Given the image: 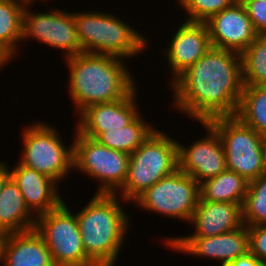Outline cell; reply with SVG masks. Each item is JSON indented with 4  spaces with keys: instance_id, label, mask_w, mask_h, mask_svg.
Segmentation results:
<instances>
[{
    "instance_id": "6da1fadb",
    "label": "cell",
    "mask_w": 266,
    "mask_h": 266,
    "mask_svg": "<svg viewBox=\"0 0 266 266\" xmlns=\"http://www.w3.org/2000/svg\"><path fill=\"white\" fill-rule=\"evenodd\" d=\"M243 86L241 54L211 46L168 87L173 108L199 123L235 116Z\"/></svg>"
},
{
    "instance_id": "7a4b0ae2",
    "label": "cell",
    "mask_w": 266,
    "mask_h": 266,
    "mask_svg": "<svg viewBox=\"0 0 266 266\" xmlns=\"http://www.w3.org/2000/svg\"><path fill=\"white\" fill-rule=\"evenodd\" d=\"M63 60L69 72L68 95L75 113L87 106L120 100L136 86L137 80L123 58L80 53Z\"/></svg>"
},
{
    "instance_id": "3957f363",
    "label": "cell",
    "mask_w": 266,
    "mask_h": 266,
    "mask_svg": "<svg viewBox=\"0 0 266 266\" xmlns=\"http://www.w3.org/2000/svg\"><path fill=\"white\" fill-rule=\"evenodd\" d=\"M118 197L94 194L75 213L86 255L96 266H115L126 234L129 235L132 219L122 208L128 202Z\"/></svg>"
},
{
    "instance_id": "277c9868",
    "label": "cell",
    "mask_w": 266,
    "mask_h": 266,
    "mask_svg": "<svg viewBox=\"0 0 266 266\" xmlns=\"http://www.w3.org/2000/svg\"><path fill=\"white\" fill-rule=\"evenodd\" d=\"M76 34L83 53L112 55L124 60L147 51L149 40L110 12H73Z\"/></svg>"
},
{
    "instance_id": "5b68a950",
    "label": "cell",
    "mask_w": 266,
    "mask_h": 266,
    "mask_svg": "<svg viewBox=\"0 0 266 266\" xmlns=\"http://www.w3.org/2000/svg\"><path fill=\"white\" fill-rule=\"evenodd\" d=\"M178 141L156 129L130 154L127 178L116 193L132 203L145 190L178 169Z\"/></svg>"
},
{
    "instance_id": "8992f818",
    "label": "cell",
    "mask_w": 266,
    "mask_h": 266,
    "mask_svg": "<svg viewBox=\"0 0 266 266\" xmlns=\"http://www.w3.org/2000/svg\"><path fill=\"white\" fill-rule=\"evenodd\" d=\"M22 129L19 163L47 175L59 185L73 170L74 147L63 143L56 126L37 120Z\"/></svg>"
},
{
    "instance_id": "52a82bcc",
    "label": "cell",
    "mask_w": 266,
    "mask_h": 266,
    "mask_svg": "<svg viewBox=\"0 0 266 266\" xmlns=\"http://www.w3.org/2000/svg\"><path fill=\"white\" fill-rule=\"evenodd\" d=\"M73 132V170L98 181L95 194H116L127 178L130 154L101 145L76 129Z\"/></svg>"
},
{
    "instance_id": "ba28073f",
    "label": "cell",
    "mask_w": 266,
    "mask_h": 266,
    "mask_svg": "<svg viewBox=\"0 0 266 266\" xmlns=\"http://www.w3.org/2000/svg\"><path fill=\"white\" fill-rule=\"evenodd\" d=\"M218 133L225 152L226 168L248 182L265 174L262 158L263 136L236 116H221L207 121Z\"/></svg>"
},
{
    "instance_id": "9c48e42d",
    "label": "cell",
    "mask_w": 266,
    "mask_h": 266,
    "mask_svg": "<svg viewBox=\"0 0 266 266\" xmlns=\"http://www.w3.org/2000/svg\"><path fill=\"white\" fill-rule=\"evenodd\" d=\"M64 201L36 217L34 229L50 251L55 266H96L86 255L75 213Z\"/></svg>"
},
{
    "instance_id": "30bf717a",
    "label": "cell",
    "mask_w": 266,
    "mask_h": 266,
    "mask_svg": "<svg viewBox=\"0 0 266 266\" xmlns=\"http://www.w3.org/2000/svg\"><path fill=\"white\" fill-rule=\"evenodd\" d=\"M200 198L199 184L179 169L145 190L133 202L142 211L189 223Z\"/></svg>"
},
{
    "instance_id": "8fae6325",
    "label": "cell",
    "mask_w": 266,
    "mask_h": 266,
    "mask_svg": "<svg viewBox=\"0 0 266 266\" xmlns=\"http://www.w3.org/2000/svg\"><path fill=\"white\" fill-rule=\"evenodd\" d=\"M32 4L35 3H27L23 12L21 42L33 39L60 49L61 53L64 50L63 59L83 53L76 34L73 12L57 7L50 8L51 12H36Z\"/></svg>"
},
{
    "instance_id": "7c38bea8",
    "label": "cell",
    "mask_w": 266,
    "mask_h": 266,
    "mask_svg": "<svg viewBox=\"0 0 266 266\" xmlns=\"http://www.w3.org/2000/svg\"><path fill=\"white\" fill-rule=\"evenodd\" d=\"M164 245L173 252L217 260L220 265L233 262L249 252V234L244 224L236 230L210 237H166Z\"/></svg>"
},
{
    "instance_id": "4fadbf2b",
    "label": "cell",
    "mask_w": 266,
    "mask_h": 266,
    "mask_svg": "<svg viewBox=\"0 0 266 266\" xmlns=\"http://www.w3.org/2000/svg\"><path fill=\"white\" fill-rule=\"evenodd\" d=\"M206 136L188 145H178V169L193 177L198 184L226 170V158L221 139L208 122H200Z\"/></svg>"
},
{
    "instance_id": "5bb4252c",
    "label": "cell",
    "mask_w": 266,
    "mask_h": 266,
    "mask_svg": "<svg viewBox=\"0 0 266 266\" xmlns=\"http://www.w3.org/2000/svg\"><path fill=\"white\" fill-rule=\"evenodd\" d=\"M138 88L135 86L124 98L87 106L78 116L75 129L88 138L95 139L100 133L122 128L130 124L139 114Z\"/></svg>"
},
{
    "instance_id": "9a60e30c",
    "label": "cell",
    "mask_w": 266,
    "mask_h": 266,
    "mask_svg": "<svg viewBox=\"0 0 266 266\" xmlns=\"http://www.w3.org/2000/svg\"><path fill=\"white\" fill-rule=\"evenodd\" d=\"M182 23V24H181ZM180 24V25H179ZM163 56L170 68V85L187 68L194 65L210 48V36L205 23L180 21ZM175 30V31H174Z\"/></svg>"
},
{
    "instance_id": "2e32d148",
    "label": "cell",
    "mask_w": 266,
    "mask_h": 266,
    "mask_svg": "<svg viewBox=\"0 0 266 266\" xmlns=\"http://www.w3.org/2000/svg\"><path fill=\"white\" fill-rule=\"evenodd\" d=\"M212 47L242 53L257 35L244 5L235 1L206 22Z\"/></svg>"
},
{
    "instance_id": "e0dca14e",
    "label": "cell",
    "mask_w": 266,
    "mask_h": 266,
    "mask_svg": "<svg viewBox=\"0 0 266 266\" xmlns=\"http://www.w3.org/2000/svg\"><path fill=\"white\" fill-rule=\"evenodd\" d=\"M10 178L19 187L25 205L35 217L56 209L64 202L60 185L33 168L16 162L10 167Z\"/></svg>"
},
{
    "instance_id": "ac0fdd59",
    "label": "cell",
    "mask_w": 266,
    "mask_h": 266,
    "mask_svg": "<svg viewBox=\"0 0 266 266\" xmlns=\"http://www.w3.org/2000/svg\"><path fill=\"white\" fill-rule=\"evenodd\" d=\"M242 204L231 202H207L199 198L190 224L194 232L176 237H210L233 231L244 225Z\"/></svg>"
},
{
    "instance_id": "d6986e66",
    "label": "cell",
    "mask_w": 266,
    "mask_h": 266,
    "mask_svg": "<svg viewBox=\"0 0 266 266\" xmlns=\"http://www.w3.org/2000/svg\"><path fill=\"white\" fill-rule=\"evenodd\" d=\"M2 266H55L50 251L35 229L2 235Z\"/></svg>"
},
{
    "instance_id": "ffe728a7",
    "label": "cell",
    "mask_w": 266,
    "mask_h": 266,
    "mask_svg": "<svg viewBox=\"0 0 266 266\" xmlns=\"http://www.w3.org/2000/svg\"><path fill=\"white\" fill-rule=\"evenodd\" d=\"M35 220L19 187L10 178L0 193V236L30 231L34 229Z\"/></svg>"
},
{
    "instance_id": "44dd1931",
    "label": "cell",
    "mask_w": 266,
    "mask_h": 266,
    "mask_svg": "<svg viewBox=\"0 0 266 266\" xmlns=\"http://www.w3.org/2000/svg\"><path fill=\"white\" fill-rule=\"evenodd\" d=\"M26 4L23 0H0V54L9 64L16 58L21 45Z\"/></svg>"
},
{
    "instance_id": "7402d4cb",
    "label": "cell",
    "mask_w": 266,
    "mask_h": 266,
    "mask_svg": "<svg viewBox=\"0 0 266 266\" xmlns=\"http://www.w3.org/2000/svg\"><path fill=\"white\" fill-rule=\"evenodd\" d=\"M248 185L245 178L226 169L199 184L200 199L207 202L243 203Z\"/></svg>"
},
{
    "instance_id": "603a6c76",
    "label": "cell",
    "mask_w": 266,
    "mask_h": 266,
    "mask_svg": "<svg viewBox=\"0 0 266 266\" xmlns=\"http://www.w3.org/2000/svg\"><path fill=\"white\" fill-rule=\"evenodd\" d=\"M142 115L140 113L125 127L100 133L95 140L108 148L131 154L157 129Z\"/></svg>"
},
{
    "instance_id": "cb8c5ba5",
    "label": "cell",
    "mask_w": 266,
    "mask_h": 266,
    "mask_svg": "<svg viewBox=\"0 0 266 266\" xmlns=\"http://www.w3.org/2000/svg\"><path fill=\"white\" fill-rule=\"evenodd\" d=\"M258 134L266 136V85L243 86L235 115Z\"/></svg>"
},
{
    "instance_id": "d4e9b609",
    "label": "cell",
    "mask_w": 266,
    "mask_h": 266,
    "mask_svg": "<svg viewBox=\"0 0 266 266\" xmlns=\"http://www.w3.org/2000/svg\"><path fill=\"white\" fill-rule=\"evenodd\" d=\"M244 85H266V34H257L255 40L241 53Z\"/></svg>"
},
{
    "instance_id": "484cf974",
    "label": "cell",
    "mask_w": 266,
    "mask_h": 266,
    "mask_svg": "<svg viewBox=\"0 0 266 266\" xmlns=\"http://www.w3.org/2000/svg\"><path fill=\"white\" fill-rule=\"evenodd\" d=\"M242 218L246 226L266 225V174L249 182Z\"/></svg>"
},
{
    "instance_id": "4316f807",
    "label": "cell",
    "mask_w": 266,
    "mask_h": 266,
    "mask_svg": "<svg viewBox=\"0 0 266 266\" xmlns=\"http://www.w3.org/2000/svg\"><path fill=\"white\" fill-rule=\"evenodd\" d=\"M185 11V21L206 22L211 16L230 7L235 0H175ZM187 17V18H186Z\"/></svg>"
},
{
    "instance_id": "83f0119b",
    "label": "cell",
    "mask_w": 266,
    "mask_h": 266,
    "mask_svg": "<svg viewBox=\"0 0 266 266\" xmlns=\"http://www.w3.org/2000/svg\"><path fill=\"white\" fill-rule=\"evenodd\" d=\"M257 34H266V0H240Z\"/></svg>"
},
{
    "instance_id": "f1b7e54d",
    "label": "cell",
    "mask_w": 266,
    "mask_h": 266,
    "mask_svg": "<svg viewBox=\"0 0 266 266\" xmlns=\"http://www.w3.org/2000/svg\"><path fill=\"white\" fill-rule=\"evenodd\" d=\"M249 234V251L262 264L266 262V225L247 226Z\"/></svg>"
},
{
    "instance_id": "f546056e",
    "label": "cell",
    "mask_w": 266,
    "mask_h": 266,
    "mask_svg": "<svg viewBox=\"0 0 266 266\" xmlns=\"http://www.w3.org/2000/svg\"><path fill=\"white\" fill-rule=\"evenodd\" d=\"M224 266H263V264L249 251L245 255L239 256L236 260Z\"/></svg>"
},
{
    "instance_id": "4dcf8cb0",
    "label": "cell",
    "mask_w": 266,
    "mask_h": 266,
    "mask_svg": "<svg viewBox=\"0 0 266 266\" xmlns=\"http://www.w3.org/2000/svg\"><path fill=\"white\" fill-rule=\"evenodd\" d=\"M9 163L6 161L0 160V193L5 185V183L10 179V166Z\"/></svg>"
},
{
    "instance_id": "1f68e13d",
    "label": "cell",
    "mask_w": 266,
    "mask_h": 266,
    "mask_svg": "<svg viewBox=\"0 0 266 266\" xmlns=\"http://www.w3.org/2000/svg\"><path fill=\"white\" fill-rule=\"evenodd\" d=\"M262 158H263L264 173L266 174V136L263 138V143H262Z\"/></svg>"
},
{
    "instance_id": "d6a6232c",
    "label": "cell",
    "mask_w": 266,
    "mask_h": 266,
    "mask_svg": "<svg viewBox=\"0 0 266 266\" xmlns=\"http://www.w3.org/2000/svg\"><path fill=\"white\" fill-rule=\"evenodd\" d=\"M3 261V243H2V236H0V266H2Z\"/></svg>"
},
{
    "instance_id": "836d02e7",
    "label": "cell",
    "mask_w": 266,
    "mask_h": 266,
    "mask_svg": "<svg viewBox=\"0 0 266 266\" xmlns=\"http://www.w3.org/2000/svg\"><path fill=\"white\" fill-rule=\"evenodd\" d=\"M23 1H25V2H27V3H33V2H36L37 0H23ZM38 1H40V0H38ZM42 2H45V1H47V0H41Z\"/></svg>"
}]
</instances>
